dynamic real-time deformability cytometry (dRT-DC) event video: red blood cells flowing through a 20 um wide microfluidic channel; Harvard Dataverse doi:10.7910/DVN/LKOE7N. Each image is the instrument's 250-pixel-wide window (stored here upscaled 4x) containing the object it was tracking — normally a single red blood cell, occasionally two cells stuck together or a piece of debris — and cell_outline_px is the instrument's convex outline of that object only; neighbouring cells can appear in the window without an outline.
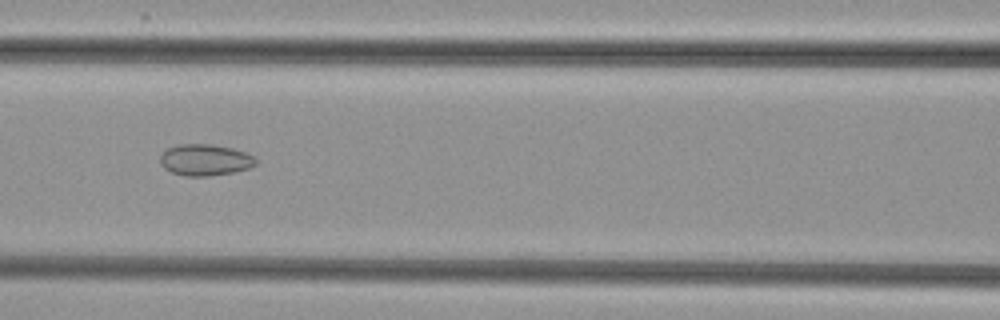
{"species": "common noctule bat (a hibernating species)", "species_latin": "Nyctalus noctula", "temperature_condition": "cold", "stored_images_in_passage": 35, "camera_frame_rate_fps": 3000, "um_per_image_px": 0.085, "animal": {"sex": "female", "body_mass_g": 29.2, "forearm_length_mm": 56.3}, "frame": {"image": 1, "passage_image": 9, "time_ms": 2.667, "image_size_px": [1000, 320], "cell_outline_px": [[256, 164], [248, 168], [232, 172], [208, 176], [184, 176], [172, 172], [164, 168], [160, 164], [160, 156], [168, 148], [180, 144], [212, 144], [232, 148], [244, 152], [252, 156], [256, 160]], "centroid_in_image_um": [17.4, 13.59], "position_along_channel_um": 149.2, "area_um2": 17.34}}
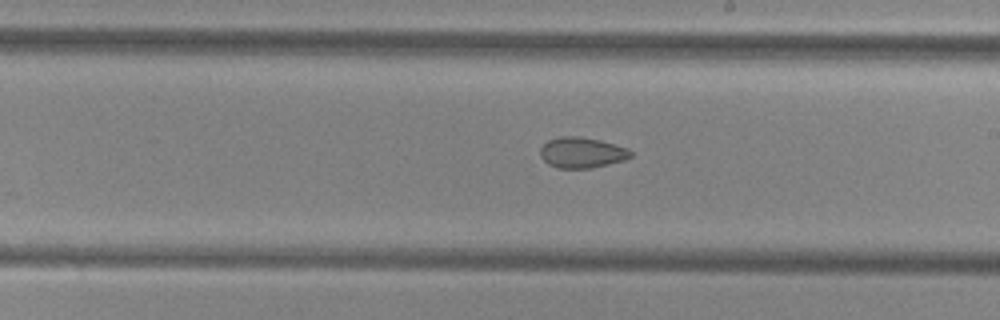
{"frame": {"image": 2, "passage_image": 16, "time_ms": 5.0, "image_size_px": [1000, 320], "cell_outline_px": [[632, 156], [624, 160], [592, 168], [556, 168], [548, 164], [540, 156], [540, 148], [548, 140], [560, 136], [580, 136], [600, 140], [628, 148], [632, 152]], "centroid_in_image_um": [49.45, 12.97], "position_along_channel_um": 239.6, "area_um2": 16.24}}
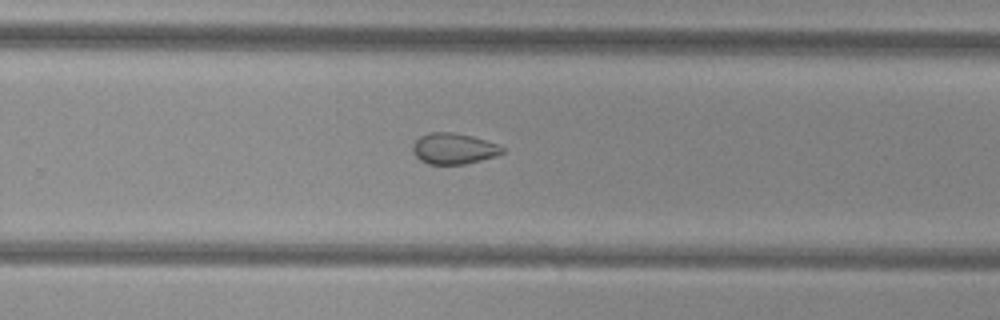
{"frame": {"image": 3, "passage_image": 20, "time_ms": 6.333, "image_size_px": [1000, 320], "cell_outline_px": [[504, 152], [496, 156], [464, 164], [428, 164], [420, 160], [412, 152], [412, 144], [420, 136], [428, 132], [452, 132], [472, 136], [496, 144], [504, 148]], "centroid_in_image_um": [38.52, 12.63], "position_along_channel_um": 291.3, "area_um2": 16.13}}